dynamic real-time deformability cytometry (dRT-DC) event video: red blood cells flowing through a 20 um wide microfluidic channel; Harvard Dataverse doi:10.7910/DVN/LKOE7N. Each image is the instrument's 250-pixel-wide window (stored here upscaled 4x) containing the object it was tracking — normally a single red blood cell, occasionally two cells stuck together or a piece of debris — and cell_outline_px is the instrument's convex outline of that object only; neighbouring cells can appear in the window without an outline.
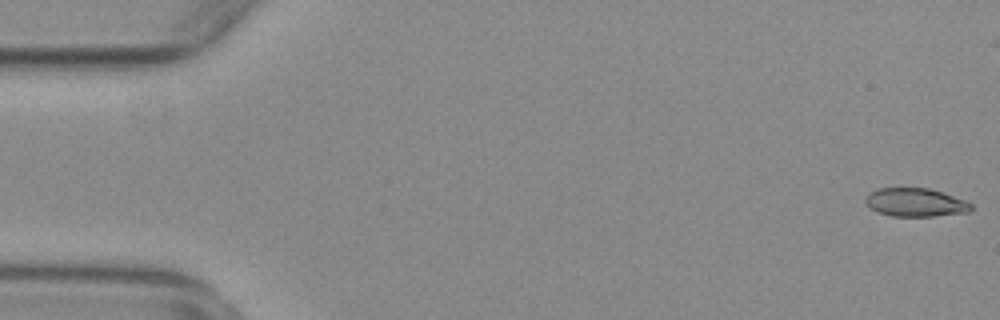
{"species": "common noctule bat (a hibernating species)", "species_latin": "Nyctalus noctula", "temperature_condition": "warm", "stored_images_in_passage": 44, "camera_frame_rate_fps": 3000, "um_per_image_px": 0.085, "animal": {"sex": "female", "body_mass_g": 29.2, "forearm_length_mm": 56.3}, "frame": {"image": 1, "passage_image": 1, "time_ms": 0.0, "image_size_px": [1000, 320], "cell_outline_px": [[972, 208], [968, 212], [932, 216], [892, 216], [876, 212], [864, 200], [868, 192], [876, 188], [928, 188], [964, 200], [972, 204]], "centroid_in_image_um": [77.77, 17.2], "position_along_channel_um": 7.2, "area_um2": 17.34}}
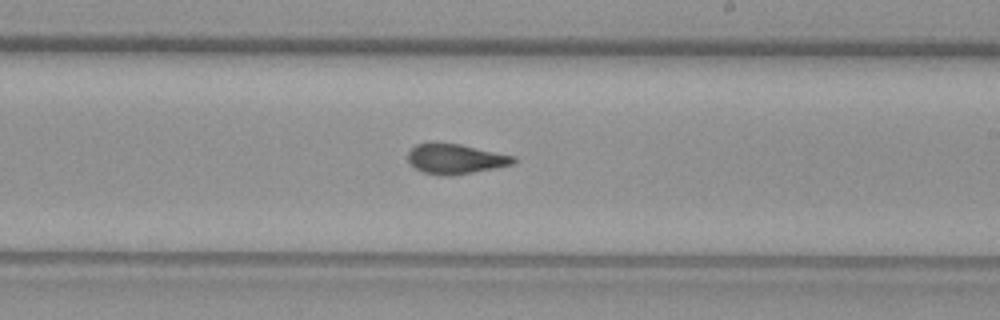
{"frame": {"image": 2, "passage_image": 32, "time_ms": 10.333, "image_size_px": [1000, 320], "cell_outline_px": [[516, 160], [512, 164], [452, 176], [440, 176], [424, 172], [408, 164], [408, 152], [416, 144], [460, 144], [516, 156]], "centroid_in_image_um": [38.7, 13.52], "position_along_channel_um": 250.3, "area_um2": 18.15}}
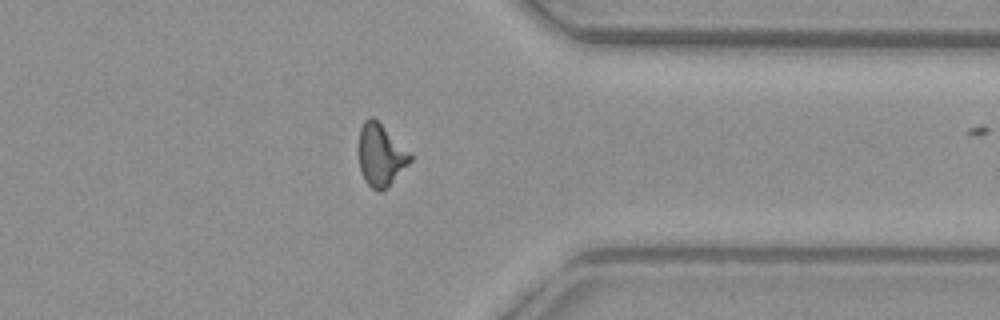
{"frame": {"image": 3, "passage_image": 43, "time_ms": 14.0, "image_size_px": [1000, 320], "cell_outline_px": [[412, 160], [380, 192], [376, 192], [364, 180], [360, 172], [356, 148], [360, 128], [364, 120], [368, 116], [372, 116], [412, 156]], "centroid_in_image_um": [32.26, 13.17], "position_along_channel_um": 379.1, "area_um2": 18.44}}